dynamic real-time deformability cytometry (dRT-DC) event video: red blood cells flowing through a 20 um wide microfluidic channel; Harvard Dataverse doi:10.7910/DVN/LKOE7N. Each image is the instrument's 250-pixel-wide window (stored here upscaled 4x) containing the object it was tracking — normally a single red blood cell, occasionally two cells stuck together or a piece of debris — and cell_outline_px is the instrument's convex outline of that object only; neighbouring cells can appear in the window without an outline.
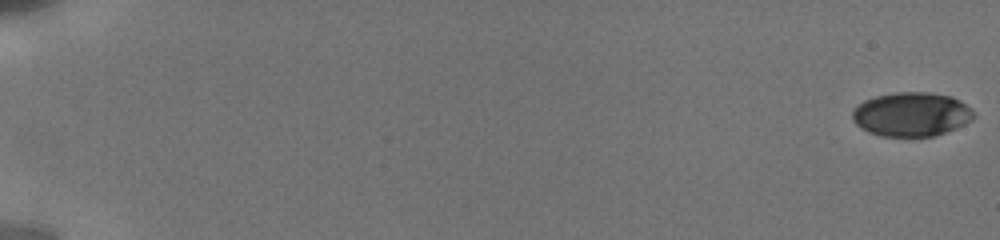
{"species": "human", "species_latin": "Homo sapiens", "temperature_condition": "cold", "stored_images_in_passage": 82, "camera_frame_rate_fps": 3000, "um_per_image_px": 0.085, "donor": {"sex": "male"}, "frame": {"image": 1, "passage_image": 1, "time_ms": 0.0, "image_size_px": [1000, 240], "cell_outline_px": [[976, 116], [972, 120], [956, 128], [932, 136], [880, 136], [868, 132], [860, 128], [852, 120], [852, 108], [864, 100], [876, 96], [896, 92], [928, 92], [952, 96], [960, 100], [972, 108], [976, 112]], "centroid_in_image_um": [77.47, 9.71], "position_along_channel_um": 7.5, "area_um2": 31.5}}
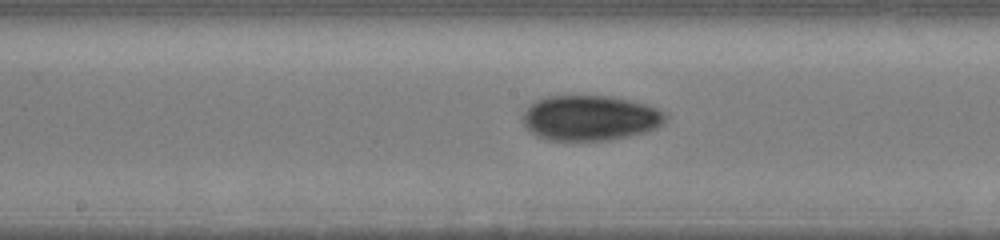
{"frame": {"image": 2, "passage_image": 45, "time_ms": 10.333, "image_size_px": [1000, 240], "cell_outline_px": [[668, 116], [664, 124], [648, 132], [608, 140], [548, 140], [536, 136], [524, 124], [520, 116], [536, 100], [548, 96], [612, 96], [648, 104], [668, 112]], "centroid_in_image_um": [50.22, 10.02], "position_along_channel_um": 198.0, "area_um2": 37.97}}
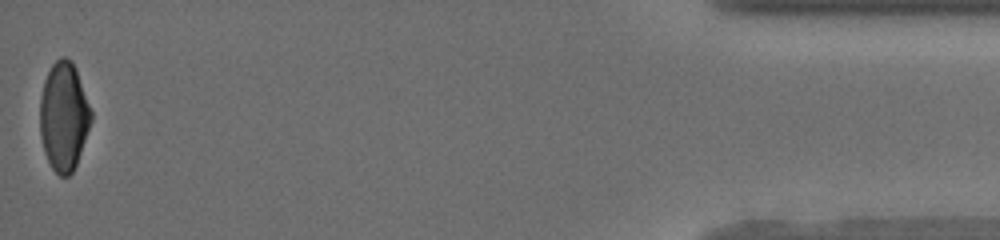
{"frame": {"image": 3, "passage_image": 81, "time_ms": 18.333, "image_size_px": [1000, 240], "cell_outline_px": [[92, 120], [76, 164], [72, 172], [68, 176], [60, 176], [52, 168], [44, 152], [40, 132], [40, 96], [44, 80], [52, 64], [60, 56], [64, 56], [72, 60], [76, 68], [92, 112]], "centroid_in_image_um": [5.42, 9.87], "position_along_channel_um": 429.8, "area_um2": 32.37}, "authors_computed_cell_mechanics": {"area_um2": 32.5992, "velocity_mm_per_s": 3.8533, "shape_relaxation_time_tau1_ms": 8.854, "shape_relaxation_time_tau2_ms": 2.4861, "deformation_change_tau1": 0.1957, "deformation_change_tau2": 0.0479}}